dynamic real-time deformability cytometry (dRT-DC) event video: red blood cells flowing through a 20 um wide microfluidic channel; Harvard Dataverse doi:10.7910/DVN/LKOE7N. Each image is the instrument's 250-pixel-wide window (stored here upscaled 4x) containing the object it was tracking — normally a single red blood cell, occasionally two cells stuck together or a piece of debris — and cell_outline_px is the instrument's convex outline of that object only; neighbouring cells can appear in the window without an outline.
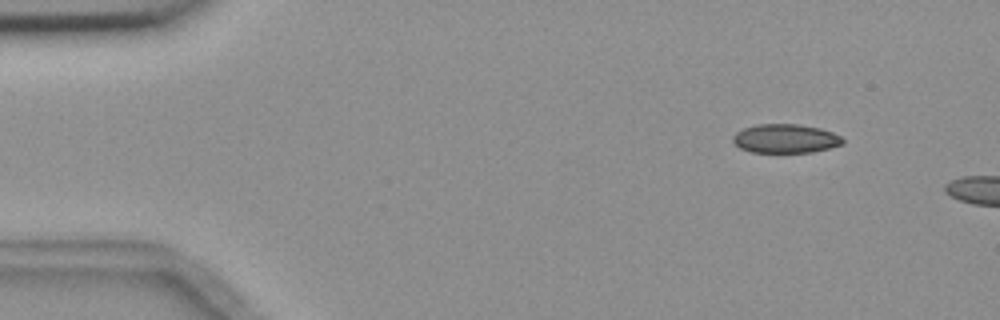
{"species": "common noctule bat (a hibernating species)", "species_latin": "Nyctalus noctula", "temperature_condition": "room temperature", "stored_images_in_passage": 3, "camera_frame_rate_fps": 3000, "um_per_image_px": 0.085, "animal": {"sex": "female", "body_mass_g": 18.4}, "frame": {"image": 1, "passage_image": 1, "time_ms": 0.0, "image_size_px": [1000, 320], "cell_outline_px": [[844, 144], [812, 152], [752, 152], [740, 148], [732, 140], [732, 136], [736, 132], [744, 128], [756, 124], [796, 124], [820, 128], [832, 132], [840, 136], [844, 140]], "centroid_in_image_um": [66.76, 11.77], "position_along_channel_um": 18.2, "area_um2": 18.44}}